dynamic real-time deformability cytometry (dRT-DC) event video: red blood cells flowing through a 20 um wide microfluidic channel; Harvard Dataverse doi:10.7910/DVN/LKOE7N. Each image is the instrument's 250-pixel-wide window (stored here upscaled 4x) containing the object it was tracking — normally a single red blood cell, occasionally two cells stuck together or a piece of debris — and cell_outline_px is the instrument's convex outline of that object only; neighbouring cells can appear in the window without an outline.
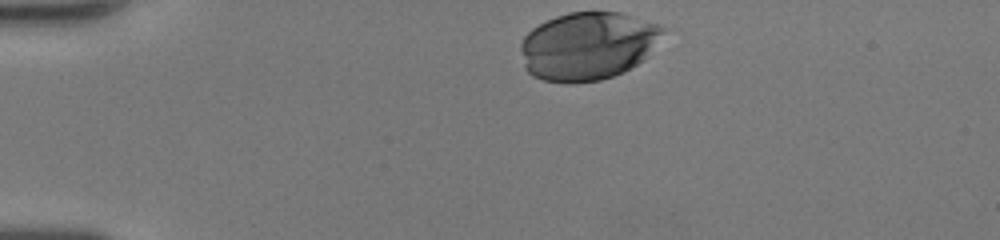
{"species": "human", "species_latin": "Homo sapiens", "temperature_condition": "room temperature", "stored_images_in_passage": 31, "camera_frame_rate_fps": 3000, "um_per_image_px": 0.085, "donor": {"sex": "female"}, "frame": {"image": 1, "passage_image": 1, "time_ms": 0.0, "image_size_px": [1000, 240], "cell_outline_px": [[668, 28], [644, 60], [624, 72], [600, 80], [568, 84], [544, 80], [532, 76], [524, 68], [520, 48], [520, 44], [524, 36], [532, 28], [556, 16], [568, 12], [620, 12]], "centroid_in_image_um": [49.95, 3.92], "position_along_channel_um": 35.0, "area_um2": 56.64}}